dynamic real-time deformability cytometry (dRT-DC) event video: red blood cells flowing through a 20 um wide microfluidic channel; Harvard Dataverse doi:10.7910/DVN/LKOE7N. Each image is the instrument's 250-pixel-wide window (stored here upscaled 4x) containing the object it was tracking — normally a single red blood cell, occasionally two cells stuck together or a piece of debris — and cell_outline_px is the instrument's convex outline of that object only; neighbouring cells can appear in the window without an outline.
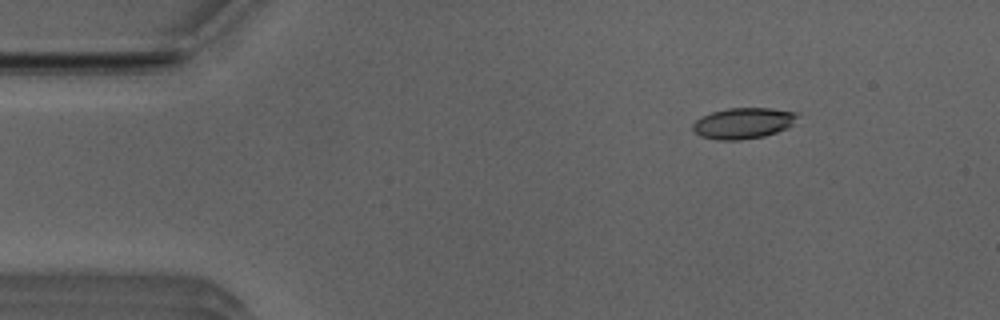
{"species": "Egyptian fruit bat (a non-hibernating species)", "species_latin": "Rousettus aegyptiacus", "temperature_condition": "room temperature", "stored_images_in_passage": 45, "camera_frame_rate_fps": 3000, "um_per_image_px": 0.085, "animal": {"sex": "male"}, "frame": {"image": 1, "passage_image": 1, "time_ms": 0.0, "image_size_px": [1000, 320], "cell_outline_px": [[800, 112], [792, 124], [788, 128], [764, 136], [740, 140], [716, 140], [700, 136], [692, 128], [692, 124], [696, 120], [712, 112], [728, 108], [772, 108]], "centroid_in_image_um": [63.2, 10.47], "position_along_channel_um": 21.8, "area_um2": 18.9}}
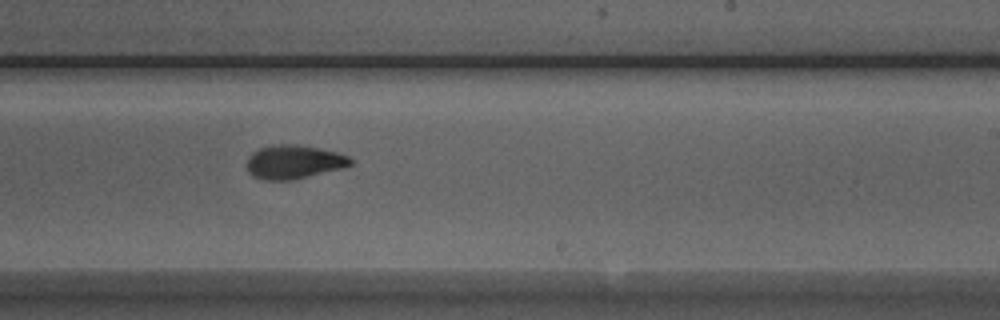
{"frame": {"image": 2, "passage_image": 25, "time_ms": 8.0, "image_size_px": [1000, 320], "cell_outline_px": [[352, 164], [344, 168], [292, 180], [264, 180], [252, 176], [248, 172], [248, 156], [252, 152], [260, 148], [272, 144], [296, 144], [336, 152], [348, 156], [352, 160]], "centroid_in_image_um": [24.96, 13.77], "position_along_channel_um": 264.0, "area_um2": 20.4}}
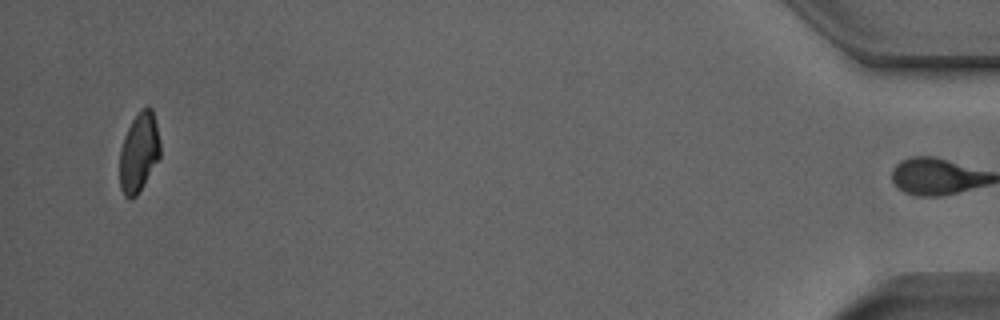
{"frame": {"image": 3, "passage_image": 44, "time_ms": 14.333, "image_size_px": [1000, 320], "cell_outline_px": [[160, 156], [144, 184], [136, 196], [124, 196], [120, 188], [120, 152], [124, 136], [132, 120], [140, 108], [148, 104], [152, 108], [156, 124], [160, 144]], "centroid_in_image_um": [11.81, 12.9], "position_along_channel_um": 423.4, "area_um2": 18.61}, "authors_computed_cell_mechanics": {"area_um2": 19.9988, "velocity_mm_per_s": 3.9474, "shape_relaxation_time_tau1_ms": 4.2449, "shape_relaxation_time_tau2_ms": 2.0162, "deformation_change_tau1": 0.1632, "deformation_change_tau2": 0.0642}}